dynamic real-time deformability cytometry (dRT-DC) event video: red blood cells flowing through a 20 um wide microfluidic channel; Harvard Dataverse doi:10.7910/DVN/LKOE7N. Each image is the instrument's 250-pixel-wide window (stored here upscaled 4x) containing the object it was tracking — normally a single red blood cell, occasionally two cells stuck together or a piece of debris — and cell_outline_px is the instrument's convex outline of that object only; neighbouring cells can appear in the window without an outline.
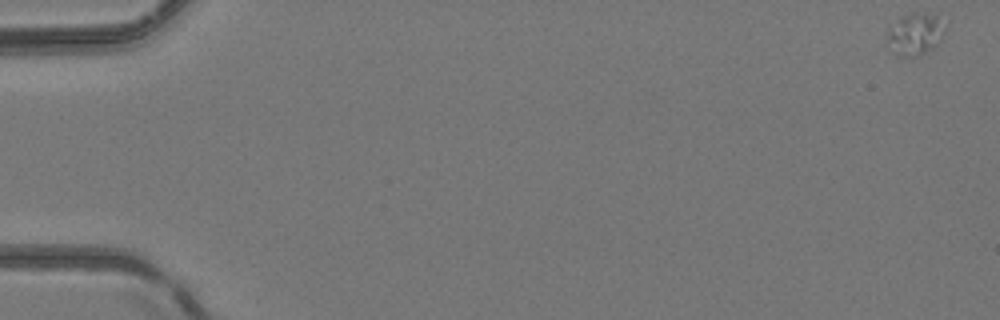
{"species": "common noctule bat (a hibernating species)", "species_latin": "Nyctalus noctula", "temperature_condition": "room temperature", "stored_images_in_passage": 51, "camera_frame_rate_fps": 3000, "um_per_image_px": 0.085, "animal": {"sex": "female", "body_mass_g": 24.6, "forearm_length_mm": 56.2}, "frame": {"image": 1, "passage_image": 1, "time_ms": 0.0, "image_size_px": [1000, 320], "cell_outline_px": [[944, 32], [940, 40], [932, 48], [920, 56], [900, 56], [892, 52], [884, 44], [888, 28], [900, 16], [912, 12], [924, 12], [936, 16], [944, 28]], "centroid_in_image_um": [77.68, 2.9], "position_along_channel_um": 7.3, "area_um2": 14.39}}
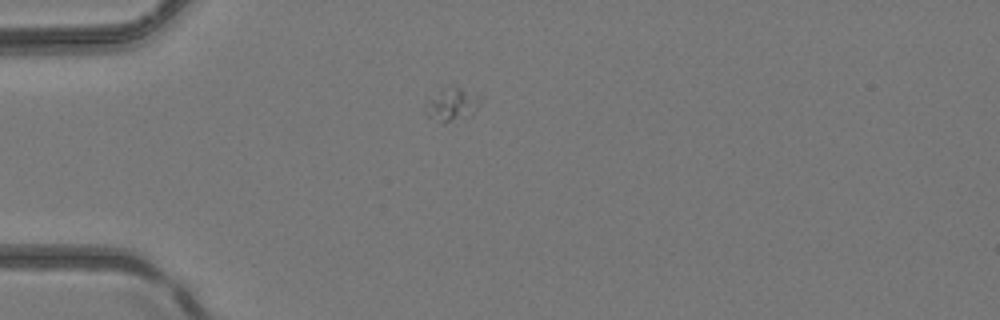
{"frame": {"image": 2, "passage_image": 15, "time_ms": 4.667, "image_size_px": [1000, 320], "cell_outline_px": [[484, 96], [480, 104], [472, 112], [448, 120], [444, 120], [428, 116], [424, 112], [424, 104], [428, 96], [440, 88], [460, 88]], "centroid_in_image_um": [38.36, 8.77], "position_along_channel_um": 46.6, "area_um2": 10.12}}
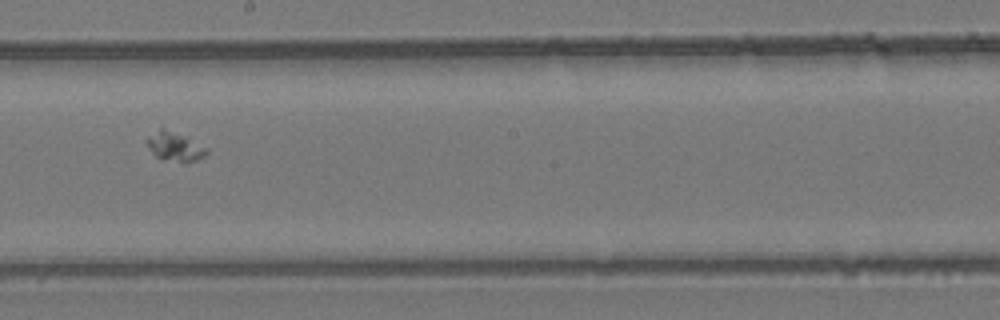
{"frame": {"image": 3, "passage_image": 30, "time_ms": 9.667, "image_size_px": [1000, 320], "cell_outline_px": [[208, 152], [204, 156], [196, 160], [184, 164], [156, 156], [148, 148], [144, 140], [148, 136], [160, 128], [164, 128], [184, 136], [208, 148]], "centroid_in_image_um": [14.85, 12.47], "position_along_channel_um": 233.4, "area_um2": 10.12}}